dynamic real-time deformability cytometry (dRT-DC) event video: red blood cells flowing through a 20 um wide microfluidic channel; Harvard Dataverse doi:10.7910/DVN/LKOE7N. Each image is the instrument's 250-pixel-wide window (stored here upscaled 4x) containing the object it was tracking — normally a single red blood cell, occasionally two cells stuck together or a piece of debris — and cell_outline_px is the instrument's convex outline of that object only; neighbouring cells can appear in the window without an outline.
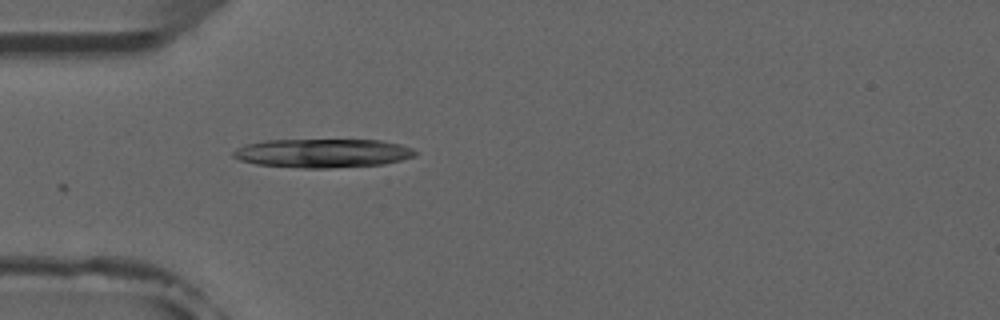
{"species": "common noctule bat (a hibernating species)", "species_latin": "Nyctalus noctula", "temperature_condition": "room temperature", "stored_images_in_passage": 2, "camera_frame_rate_fps": 3000, "um_per_image_px": 0.085, "animal": {"sex": "male", "forearm_length_mm": 52.5}, "frame": {"image": 1, "passage_image": 2, "time_ms": 1.333, "image_size_px": [1000, 320], "cell_outline_px": [[416, 156], [384, 164], [328, 168], [300, 168], [256, 164], [240, 160], [232, 156], [232, 152], [236, 148], [248, 144], [264, 140], [380, 140], [400, 144], [412, 148], [416, 152]], "centroid_in_image_um": [27.42, 13.02], "position_along_channel_um": 57.6, "area_um2": 30.52}}